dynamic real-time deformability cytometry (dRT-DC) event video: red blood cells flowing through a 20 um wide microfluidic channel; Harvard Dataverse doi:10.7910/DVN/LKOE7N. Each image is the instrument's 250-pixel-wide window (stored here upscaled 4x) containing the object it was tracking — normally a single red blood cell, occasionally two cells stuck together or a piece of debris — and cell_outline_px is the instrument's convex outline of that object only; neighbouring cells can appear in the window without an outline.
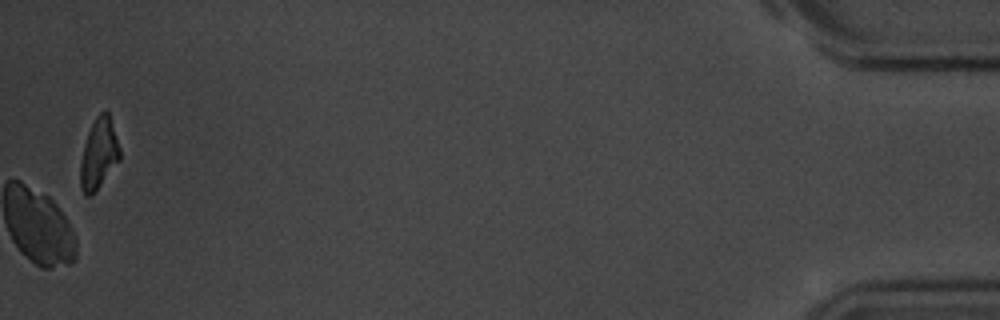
{"species": "common noctule bat (a hibernating species)", "species_latin": "Nyctalus noctula", "temperature_condition": "room temperature", "stored_images_in_passage": 57, "segment_of_instrument_passage": [2, 2], "camera_frame_rate_fps": 3000, "um_per_image_px": 0.085, "animal": {"sex": "male", "body_mass_g": 20.1, "forearm_length_mm": 53.5}, "frame": {"image": 1, "passage_image": 57, "time_ms": 18.667, "image_size_px": [1000, 320], "cell_outline_px": [[120, 160], [92, 196], [84, 196], [80, 188], [80, 164], [84, 144], [88, 132], [96, 116], [104, 108], [108, 112], [120, 148]], "centroid_in_image_um": [8.38, 13.1], "position_along_channel_um": 426.8, "area_um2": 16.36}}